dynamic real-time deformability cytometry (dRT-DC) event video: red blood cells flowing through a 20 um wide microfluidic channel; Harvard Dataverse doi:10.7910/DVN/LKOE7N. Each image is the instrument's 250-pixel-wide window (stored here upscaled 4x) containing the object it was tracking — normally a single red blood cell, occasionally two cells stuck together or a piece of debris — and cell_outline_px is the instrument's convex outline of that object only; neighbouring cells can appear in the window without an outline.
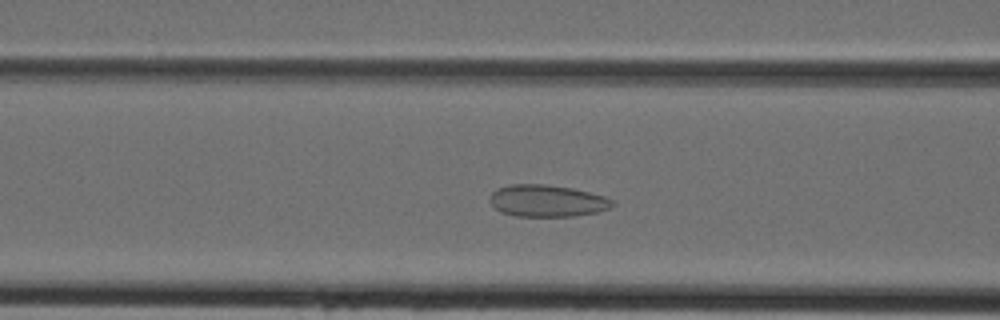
{"species": "Egyptian fruit bat (a non-hibernating species)", "species_latin": "Rousettus aegyptiacus", "temperature_condition": "cold", "stored_images_in_passage": 37, "camera_frame_rate_fps": 3000, "um_per_image_px": 0.085, "animal": {"sex": "female"}, "frame": {"image": 1, "passage_image": 10, "time_ms": 3.0, "image_size_px": [1000, 320], "cell_outline_px": [[616, 204], [608, 208], [596, 212], [572, 216], [516, 216], [500, 212], [488, 200], [492, 192], [508, 184], [544, 184], [572, 188], [604, 196], [616, 200]], "centroid_in_image_um": [46.5, 17.07], "position_along_channel_um": 120.1, "area_um2": 22.77}}
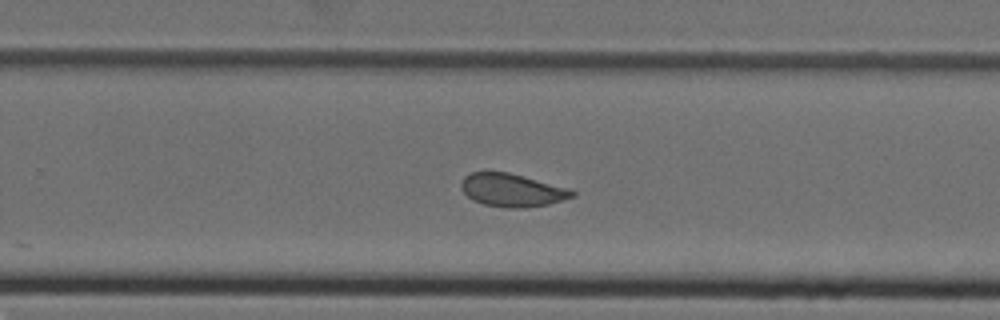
{"frame": {"image": 2, "passage_image": 21, "time_ms": 6.667, "image_size_px": [1000, 320], "cell_outline_px": [[576, 196], [548, 204], [520, 208], [508, 208], [484, 204], [472, 200], [460, 188], [460, 184], [464, 176], [472, 172], [508, 172], [572, 188], [576, 192]], "centroid_in_image_um": [43.56, 16.16], "position_along_channel_um": 286.2, "area_um2": 21.5}}
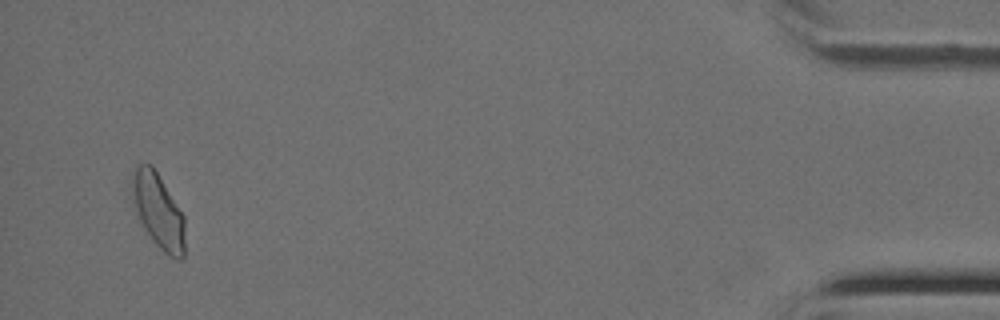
{"frame": {"image": 3, "passage_image": 35, "time_ms": 11.333, "image_size_px": [1000, 320], "cell_outline_px": [[184, 256], [180, 260], [176, 260], [168, 256], [156, 244], [144, 228], [136, 212], [132, 192], [132, 180], [136, 168], [140, 164], [148, 164], [156, 172], [184, 216]], "centroid_in_image_um": [13.47, 18.0], "position_along_channel_um": 421.7, "area_um2": 22.31}}